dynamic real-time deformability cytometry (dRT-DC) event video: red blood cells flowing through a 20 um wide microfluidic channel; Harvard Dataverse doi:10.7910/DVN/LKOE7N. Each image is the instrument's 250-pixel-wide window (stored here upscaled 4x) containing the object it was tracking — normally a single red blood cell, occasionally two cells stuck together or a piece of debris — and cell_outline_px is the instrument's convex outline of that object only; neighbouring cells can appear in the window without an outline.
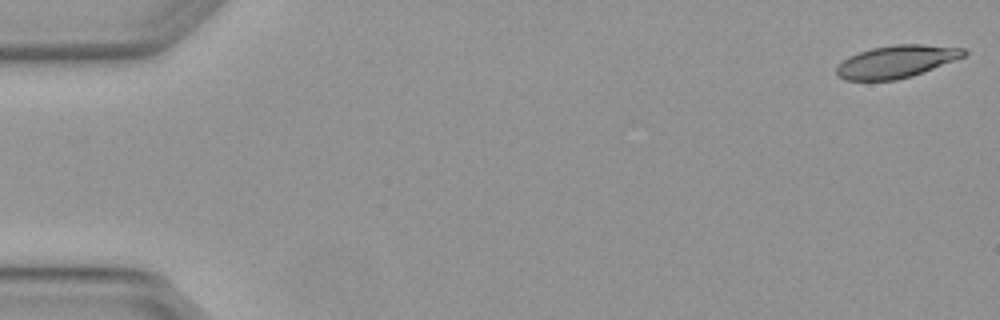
{"species": "Egyptian fruit bat (a non-hibernating species)", "species_latin": "Rousettus aegyptiacus", "temperature_condition": "warm", "stored_images_in_passage": 4, "camera_frame_rate_fps": 3000, "um_per_image_px": 0.085, "animal": {"sex": "female"}, "frame": {"image": 1, "passage_image": 1, "time_ms": 0.0, "image_size_px": [1000, 320], "cell_outline_px": [[968, 52], [964, 56], [912, 76], [896, 80], [844, 80], [836, 76], [836, 68], [848, 56], [872, 48], [896, 44], [924, 44], [964, 48]], "centroid_in_image_um": [76.17, 5.23], "position_along_channel_um": 8.8, "area_um2": 23.93}}
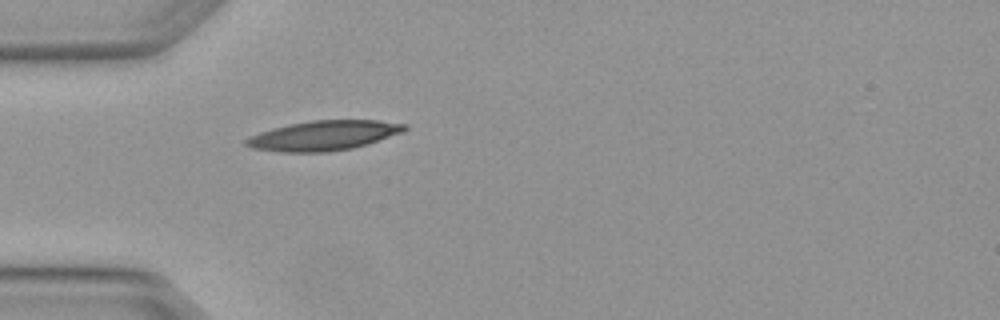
{"frame": {"image": 2, "passage_image": 4, "time_ms": 1.0, "image_size_px": [1000, 320], "cell_outline_px": [[408, 128], [404, 132], [368, 144], [352, 148], [328, 152], [280, 152], [252, 148], [244, 144], [244, 140], [248, 136], [272, 128], [288, 124], [312, 120], [380, 120], [408, 124]], "centroid_in_image_um": [27.52, 11.51], "position_along_channel_um": 57.5, "area_um2": 27.8}}